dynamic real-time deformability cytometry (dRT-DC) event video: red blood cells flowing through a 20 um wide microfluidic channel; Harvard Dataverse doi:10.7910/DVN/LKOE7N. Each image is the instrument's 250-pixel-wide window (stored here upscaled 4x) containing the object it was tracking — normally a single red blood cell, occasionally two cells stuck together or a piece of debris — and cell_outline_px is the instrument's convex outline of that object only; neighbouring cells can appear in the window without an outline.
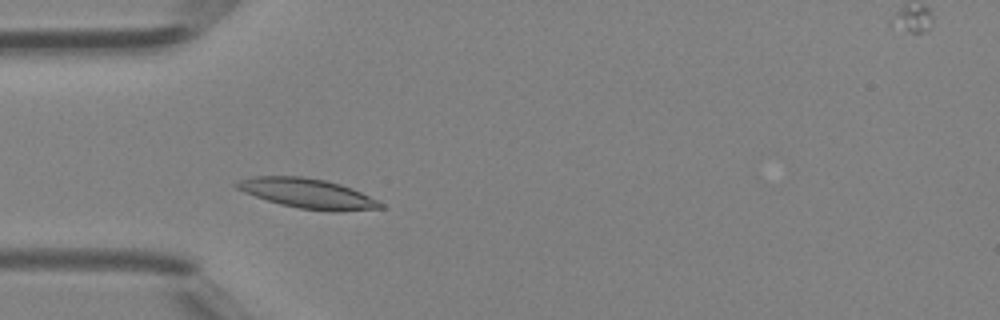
{"species": "Egyptian fruit bat (a non-hibernating species)", "species_latin": "Rousettus aegyptiacus", "temperature_condition": "room temperature", "stored_images_in_passage": 38, "camera_frame_rate_fps": 3000, "um_per_image_px": 0.085, "animal": {"sex": "female"}, "frame": {"image": 1, "passage_image": 8, "time_ms": 2.333, "image_size_px": [1000, 320], "cell_outline_px": [[384, 208], [340, 212], [332, 212], [300, 208], [280, 204], [244, 192], [236, 188], [232, 184], [240, 180], [252, 176], [304, 176], [324, 180], [340, 184], [352, 188], [384, 204]], "centroid_in_image_um": [26.15, 16.44], "position_along_channel_um": 58.9, "area_um2": 24.91}}
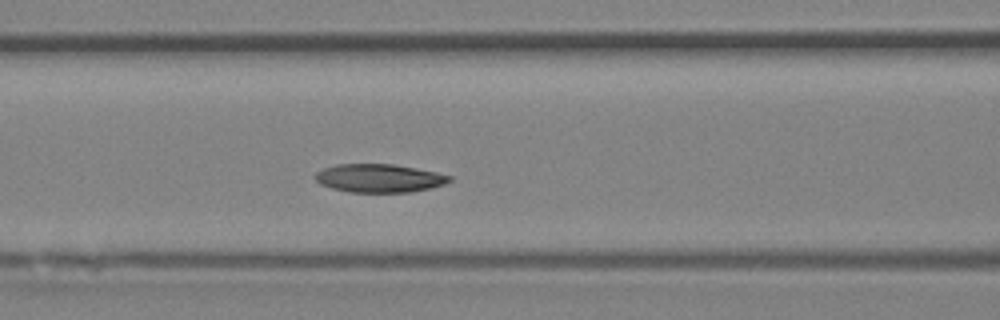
{"frame": {"image": 2, "passage_image": 13, "time_ms": 4.0, "image_size_px": [1000, 320], "cell_outline_px": [[452, 180], [444, 184], [428, 188], [408, 192], [348, 192], [332, 188], [320, 184], [312, 176], [316, 172], [324, 168], [336, 164], [392, 164], [416, 168], [436, 172], [452, 176]], "centroid_in_image_um": [32.2, 15.14], "position_along_channel_um": 134.4, "area_um2": 22.14}}
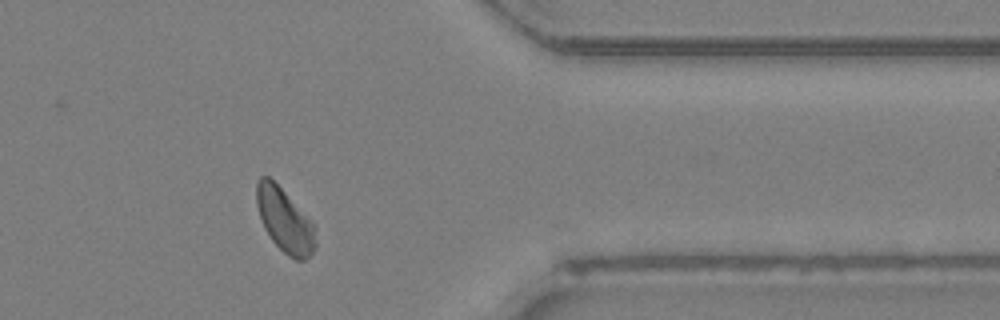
{"frame": {"image": 3, "passage_image": 30, "time_ms": 9.667, "image_size_px": [1000, 320], "cell_outline_px": [[316, 248], [304, 260], [296, 260], [288, 256], [272, 240], [264, 228], [256, 204], [256, 180], [260, 176], [268, 176], [316, 224]], "centroid_in_image_um": [24.22, 18.73], "position_along_channel_um": 387.2, "area_um2": 21.96}}